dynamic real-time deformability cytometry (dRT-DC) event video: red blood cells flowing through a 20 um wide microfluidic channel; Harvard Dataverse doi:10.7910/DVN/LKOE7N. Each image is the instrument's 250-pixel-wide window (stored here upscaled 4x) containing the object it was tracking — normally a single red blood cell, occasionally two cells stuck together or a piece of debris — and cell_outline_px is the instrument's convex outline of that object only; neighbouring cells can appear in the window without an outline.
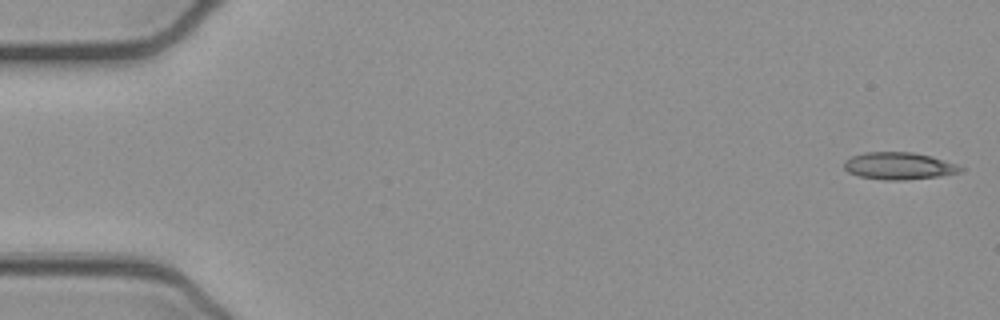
{"species": "common noctule bat (a hibernating species)", "species_latin": "Nyctalus noctula", "temperature_condition": "cold", "stored_images_in_passage": 53, "camera_frame_rate_fps": 3000, "um_per_image_px": 0.085, "animal": {"sex": "female", "body_mass_g": 21.9}, "frame": {"image": 1, "passage_image": 1, "time_ms": 0.0, "image_size_px": [1000, 320], "cell_outline_px": [[964, 172], [940, 176], [904, 180], [884, 180], [860, 176], [848, 172], [844, 168], [844, 160], [852, 156], [864, 152], [912, 152], [932, 156], [960, 164], [964, 168]], "centroid_in_image_um": [76.47, 14.1], "position_along_channel_um": 8.5, "area_um2": 18.73}}
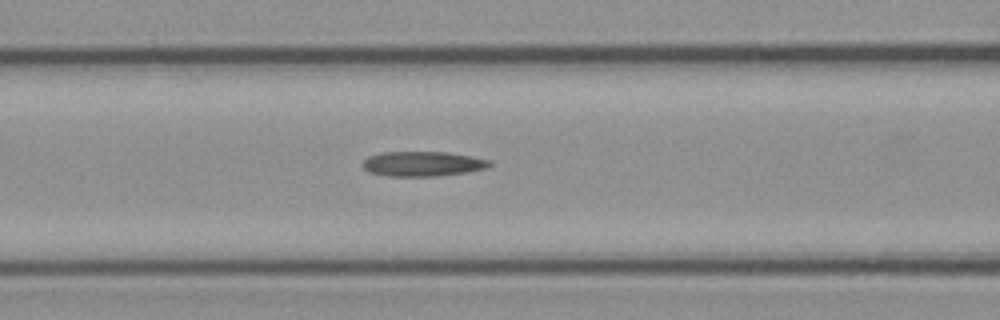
{"frame": {"image": 2, "passage_image": 21, "time_ms": 6.667, "image_size_px": [1000, 320], "cell_outline_px": [[492, 164], [488, 168], [468, 172], [436, 176], [388, 176], [368, 172], [360, 164], [368, 156], [380, 152], [448, 152], [472, 156], [492, 160]], "centroid_in_image_um": [35.94, 13.92], "position_along_channel_um": 130.7, "area_um2": 18.67}}
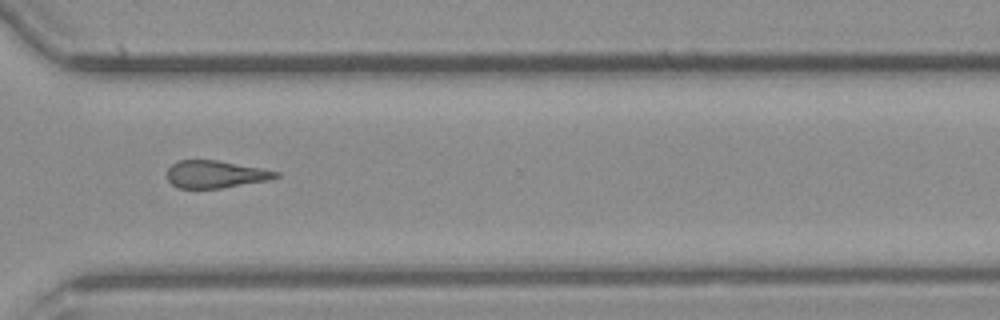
{"frame": {"image": 3, "passage_image": 38, "time_ms": 12.333, "image_size_px": [1000, 320], "cell_outline_px": [[280, 176], [268, 180], [220, 188], [176, 188], [168, 180], [168, 168], [172, 164], [180, 160], [216, 160], [260, 168], [280, 172]], "centroid_in_image_um": [18.3, 14.81], "position_along_channel_um": 352.3, "area_um2": 17.17}}